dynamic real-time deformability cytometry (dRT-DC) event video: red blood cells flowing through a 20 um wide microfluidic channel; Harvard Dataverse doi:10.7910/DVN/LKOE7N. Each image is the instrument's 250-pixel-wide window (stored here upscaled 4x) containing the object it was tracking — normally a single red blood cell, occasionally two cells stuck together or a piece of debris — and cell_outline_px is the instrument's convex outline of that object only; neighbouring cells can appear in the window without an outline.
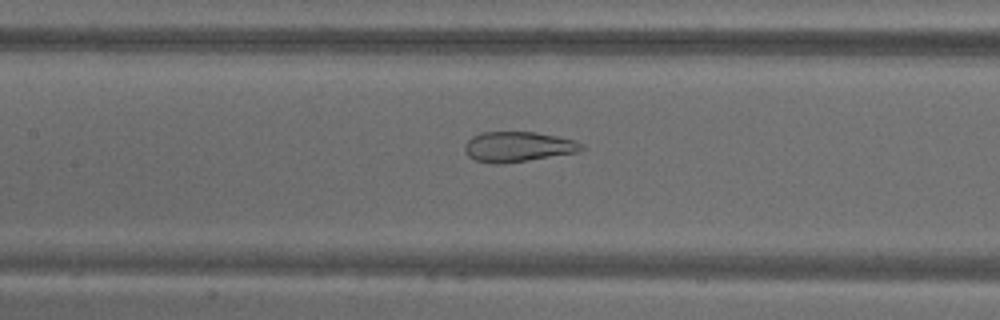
{"species": "common noctule bat (a hibernating species)", "species_latin": "Nyctalus noctula", "temperature_condition": "warm", "stored_images_in_passage": 71, "camera_frame_rate_fps": 3000, "um_per_image_px": 0.085, "animal": {"sex": "male", "body_mass_g": 18.8}, "frame": {"image": 1, "passage_image": 33, "time_ms": 10.667, "image_size_px": [1000, 320], "cell_outline_px": [[584, 148], [580, 152], [528, 160], [500, 164], [492, 164], [476, 160], [468, 156], [464, 152], [464, 144], [472, 136], [480, 132], [536, 132], [576, 140], [584, 144]], "centroid_in_image_um": [44.03, 12.47], "position_along_channel_um": 163.4, "area_um2": 20.75}}
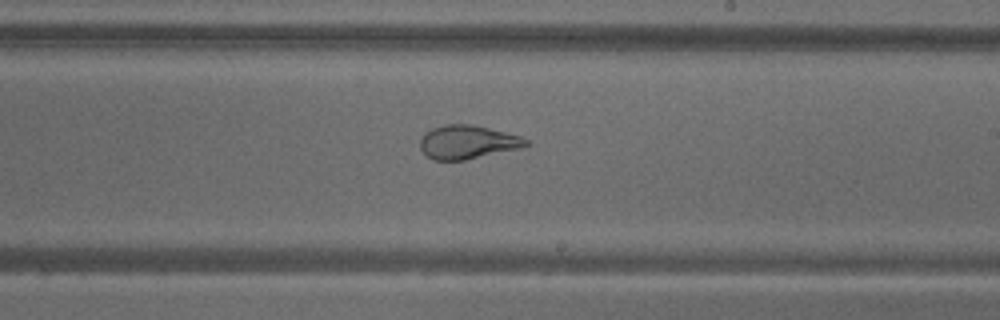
{"frame": {"image": 2, "passage_image": 42, "time_ms": 13.667, "image_size_px": [1000, 320], "cell_outline_px": [[528, 144], [520, 148], [464, 160], [436, 160], [428, 156], [420, 148], [420, 140], [424, 132], [432, 128], [444, 124], [472, 124], [520, 136], [528, 140]], "centroid_in_image_um": [39.71, 12.07], "position_along_channel_um": 249.3, "area_um2": 20.52}}
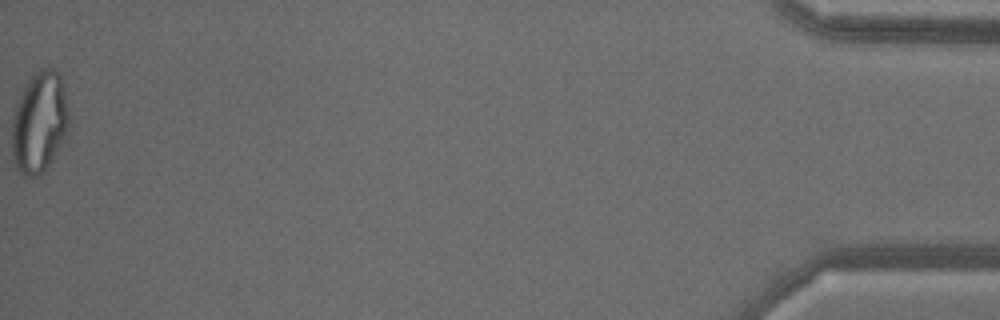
{"frame": {"image": 3, "passage_image": 71, "time_ms": 23.333, "image_size_px": [1000, 320], "cell_outline_px": [[68, 132], [44, 172], [40, 176], [28, 180], [24, 180], [16, 168], [12, 156], [12, 120], [16, 104], [28, 80], [40, 68], [56, 68], [60, 72], [68, 112]], "centroid_in_image_um": [3.33, 10.46], "position_along_channel_um": 431.9, "area_um2": 33.93}}